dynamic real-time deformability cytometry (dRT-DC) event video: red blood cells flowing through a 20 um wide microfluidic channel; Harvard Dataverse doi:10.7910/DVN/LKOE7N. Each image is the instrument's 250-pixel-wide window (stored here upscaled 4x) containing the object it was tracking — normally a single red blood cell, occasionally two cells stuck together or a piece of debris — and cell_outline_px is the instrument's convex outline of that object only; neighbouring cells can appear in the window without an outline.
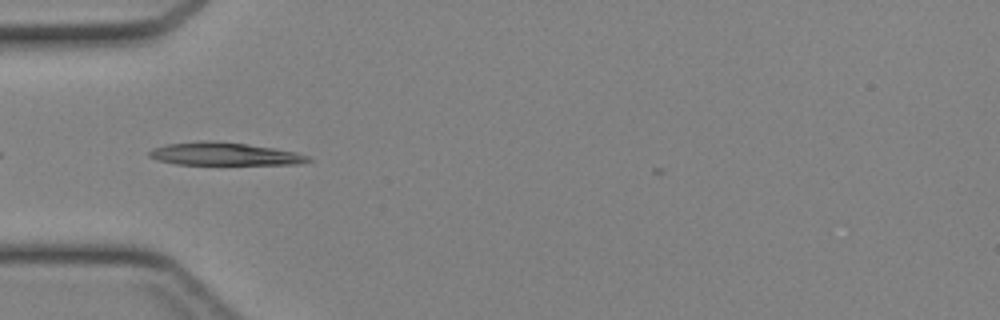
{"species": "Egyptian fruit bat (a non-hibernating species)", "species_latin": "Rousettus aegyptiacus", "temperature_condition": "cold", "stored_images_in_passage": 4, "camera_frame_rate_fps": 3000, "um_per_image_px": 0.085, "animal": {"sex": "female"}, "frame": {"image": 1, "passage_image": 1, "time_ms": 0.0, "image_size_px": [1000, 320], "cell_outline_px": [[312, 160], [300, 164], [176, 164], [156, 160], [148, 156], [148, 152], [152, 148], [168, 144], [200, 140], [212, 140], [248, 144], [296, 152], [308, 156]], "centroid_in_image_um": [19.02, 13.08], "position_along_channel_um": 66.0, "area_um2": 21.15}}